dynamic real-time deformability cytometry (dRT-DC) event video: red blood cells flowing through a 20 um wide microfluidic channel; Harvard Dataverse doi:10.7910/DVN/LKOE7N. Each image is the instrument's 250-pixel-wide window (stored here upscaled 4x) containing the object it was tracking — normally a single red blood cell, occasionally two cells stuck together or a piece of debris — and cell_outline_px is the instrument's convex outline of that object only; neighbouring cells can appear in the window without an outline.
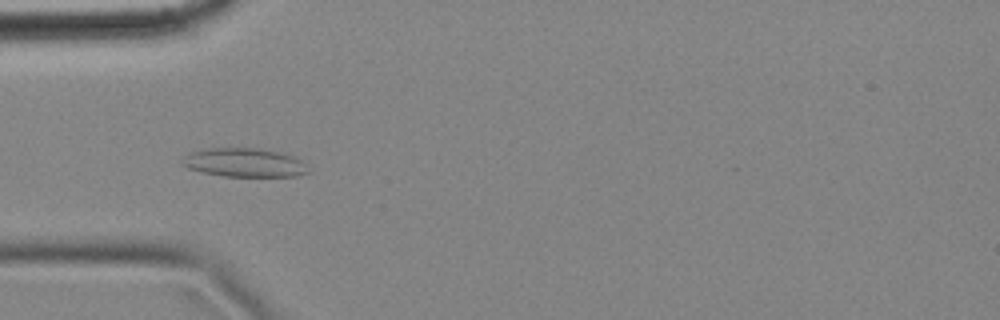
{"species": "common noctule bat (a hibernating species)", "species_latin": "Nyctalus noctula", "temperature_condition": "cold", "stored_images_in_passage": 5, "camera_frame_rate_fps": 3000, "um_per_image_px": 0.085, "animal": {"sex": "female", "body_mass_g": 18.4}, "frame": {"image": 1, "passage_image": 4, "time_ms": 1.0, "image_size_px": [1000, 320], "cell_outline_px": [[308, 172], [296, 176], [224, 176], [204, 172], [188, 168], [180, 164], [180, 160], [188, 152], [208, 148], [260, 148], [280, 152], [296, 156], [300, 160]], "centroid_in_image_um": [20.71, 13.8], "position_along_channel_um": 64.3, "area_um2": 21.1}}